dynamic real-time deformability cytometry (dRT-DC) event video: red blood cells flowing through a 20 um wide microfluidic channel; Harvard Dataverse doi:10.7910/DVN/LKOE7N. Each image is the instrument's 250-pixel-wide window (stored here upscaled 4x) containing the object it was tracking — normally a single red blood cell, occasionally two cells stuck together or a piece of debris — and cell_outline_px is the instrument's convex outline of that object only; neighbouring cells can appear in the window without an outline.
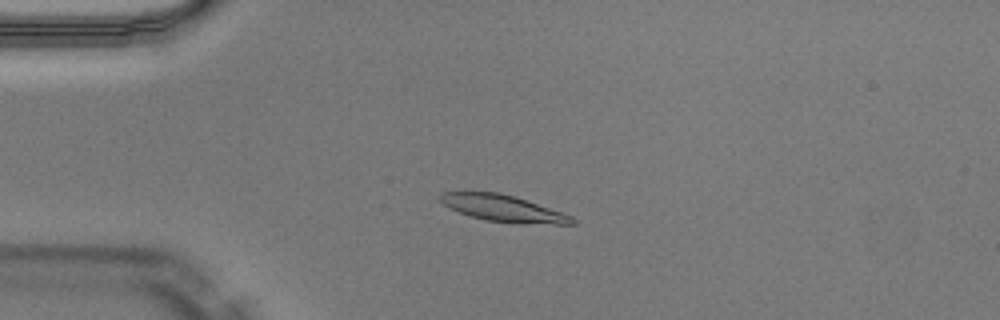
{"species": "Egyptian fruit bat (a non-hibernating species)", "species_latin": "Rousettus aegyptiacus", "temperature_condition": "warm", "stored_images_in_passage": 50, "segment_of_instrument_passage": [1, 2], "camera_frame_rate_fps": 3000, "um_per_image_px": 0.085, "animal": {"sex": "male"}, "frame": {"image": 1, "passage_image": 12, "time_ms": 3.667, "image_size_px": [1000, 320], "cell_outline_px": [[576, 224], [516, 224], [488, 220], [472, 216], [448, 208], [436, 200], [436, 196], [440, 192], [464, 188], [500, 192], [516, 196], [572, 216], [576, 220]], "centroid_in_image_um": [42.61, 17.64], "position_along_channel_um": 42.4, "area_um2": 21.62}}
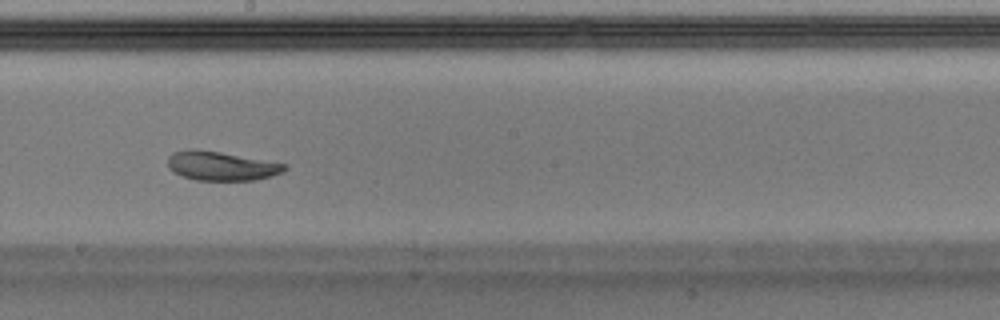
{"frame": {"image": 2, "passage_image": 28, "time_ms": 9.0, "image_size_px": [1000, 320], "cell_outline_px": [[288, 168], [284, 172], [272, 176], [256, 180], [196, 180], [180, 176], [168, 168], [168, 156], [172, 152], [188, 148], [192, 148], [220, 152], [288, 164]], "centroid_in_image_um": [18.8, 14.1], "position_along_channel_um": 229.4, "area_um2": 20.06}}
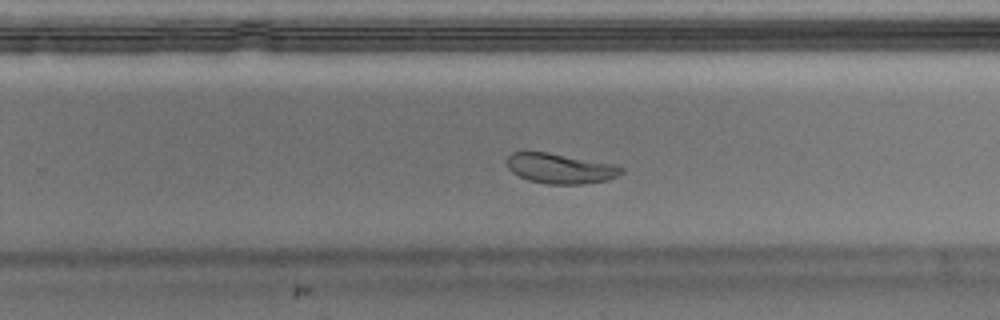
{"frame": {"image": 3, "passage_image": 32, "time_ms": 10.333, "image_size_px": [1000, 320], "cell_outline_px": [[624, 172], [608, 180], [580, 184], [548, 184], [528, 180], [512, 172], [508, 168], [508, 156], [512, 152], [548, 152], [612, 164], [624, 168]], "centroid_in_image_um": [47.62, 14.32], "position_along_channel_um": 282.2, "area_um2": 19.83}}